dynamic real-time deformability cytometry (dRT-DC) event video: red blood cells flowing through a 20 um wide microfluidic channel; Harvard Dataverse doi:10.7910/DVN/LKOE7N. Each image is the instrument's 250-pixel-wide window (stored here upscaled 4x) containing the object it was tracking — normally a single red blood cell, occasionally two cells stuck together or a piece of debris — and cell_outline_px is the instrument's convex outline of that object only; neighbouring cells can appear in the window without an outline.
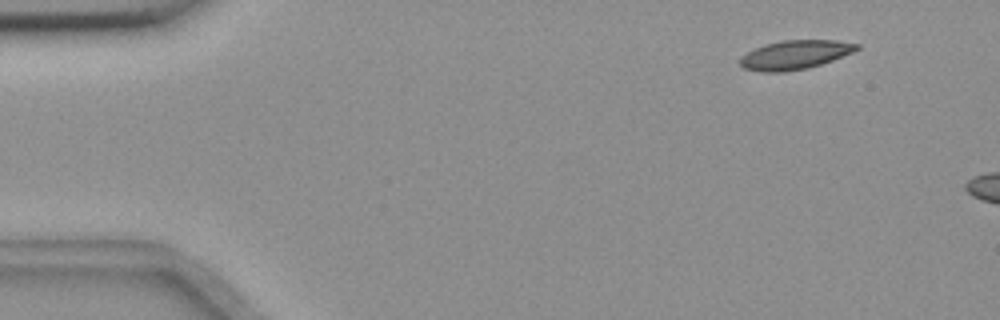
{"species": "common noctule bat (a hibernating species)", "species_latin": "Nyctalus noctula", "temperature_condition": "room temperature", "stored_images_in_passage": 17, "camera_frame_rate_fps": 3000, "um_per_image_px": 0.085, "animal": {"sex": "female", "body_mass_g": 18.4}, "frame": {"image": 1, "passage_image": 6, "time_ms": 1.667, "image_size_px": [1000, 320], "cell_outline_px": [[860, 48], [852, 52], [832, 60], [808, 68], [784, 72], [760, 72], [744, 68], [740, 64], [740, 56], [764, 44], [784, 40], [836, 40], [860, 44]], "centroid_in_image_um": [67.56, 4.66], "position_along_channel_um": 17.4, "area_um2": 19.65}}